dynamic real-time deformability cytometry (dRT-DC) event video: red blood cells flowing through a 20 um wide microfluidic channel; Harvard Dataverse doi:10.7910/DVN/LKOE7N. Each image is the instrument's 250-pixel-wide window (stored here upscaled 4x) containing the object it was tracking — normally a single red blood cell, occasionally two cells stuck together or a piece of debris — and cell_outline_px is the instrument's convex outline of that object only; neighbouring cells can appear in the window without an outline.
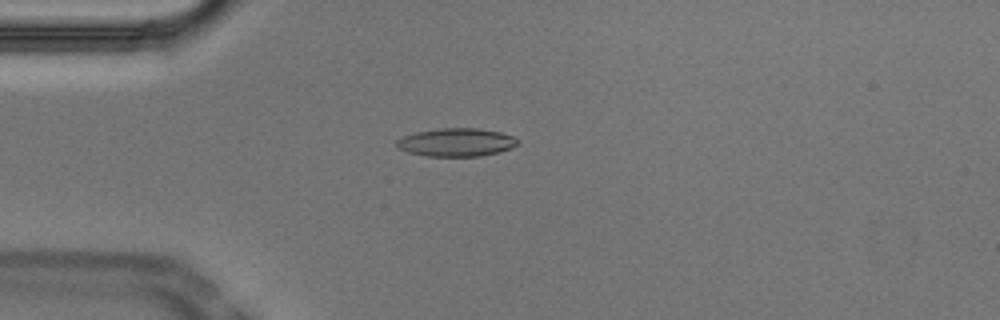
{"species": "Egyptian fruit bat (a non-hibernating species)", "species_latin": "Rousettus aegyptiacus", "temperature_condition": "cold", "stored_images_in_passage": 54, "camera_frame_rate_fps": 3000, "um_per_image_px": 0.085, "animal": {"sex": "male"}, "frame": {"image": 1, "passage_image": 14, "time_ms": 4.333, "image_size_px": [1000, 320], "cell_outline_px": [[520, 144], [512, 148], [500, 152], [480, 156], [428, 156], [408, 152], [396, 148], [396, 140], [404, 136], [416, 132], [440, 128], [480, 128], [500, 132], [512, 136], [520, 140]], "centroid_in_image_um": [38.82, 12.09], "position_along_channel_um": 46.2, "area_um2": 20.06}}
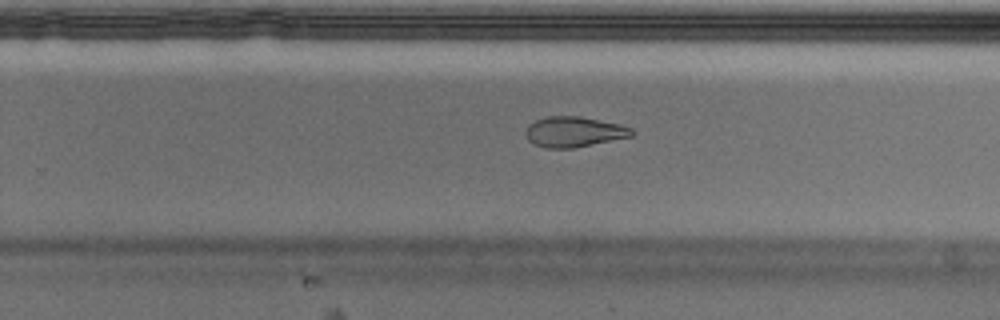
{"frame": {"image": 2, "passage_image": 34, "time_ms": 11.0, "image_size_px": [1000, 320], "cell_outline_px": [[636, 132], [632, 136], [572, 148], [544, 148], [532, 144], [528, 140], [524, 132], [528, 124], [544, 116], [580, 116], [620, 124], [632, 128]], "centroid_in_image_um": [48.75, 11.2], "position_along_channel_um": 281.0, "area_um2": 18.96}}
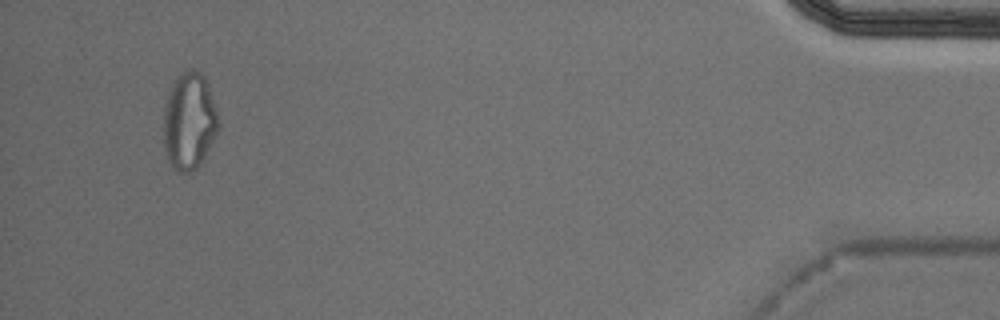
{"frame": {"image": 3, "passage_image": 51, "time_ms": 16.667, "image_size_px": [1000, 320], "cell_outline_px": [[220, 124], [200, 164], [196, 168], [188, 172], [176, 172], [172, 168], [168, 160], [164, 148], [164, 108], [172, 84], [176, 76], [188, 68], [196, 68], [204, 76], [208, 84]], "centroid_in_image_um": [16.06, 10.27], "position_along_channel_um": 419.1, "area_um2": 30.92}, "authors_computed_cell_mechanics": {"area_um2": 19.4497, "velocity_mm_per_s": 3.7349, "shape_relaxation_time_tau1_ms": null, "shape_relaxation_time_tau2_ms": 6.6388, "deformation_change_tau1": null, "deformation_change_tau2": 0.1471}}